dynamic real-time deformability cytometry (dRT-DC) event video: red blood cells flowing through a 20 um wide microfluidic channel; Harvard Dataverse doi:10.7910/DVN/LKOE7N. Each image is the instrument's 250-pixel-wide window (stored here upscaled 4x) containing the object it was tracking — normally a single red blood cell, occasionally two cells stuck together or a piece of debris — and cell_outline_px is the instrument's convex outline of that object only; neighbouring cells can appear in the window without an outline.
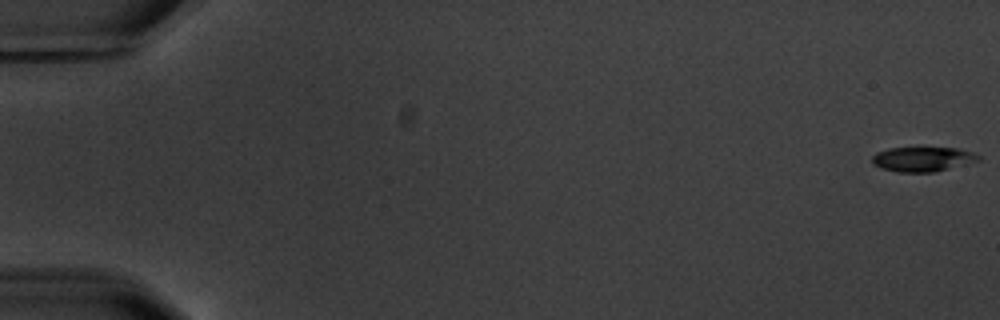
{"species": "common noctule bat (a hibernating species)", "species_latin": "Nyctalus noctula", "temperature_condition": "warm", "stored_images_in_passage": 5, "camera_frame_rate_fps": 3000, "um_per_image_px": 0.085, "animal": {"sex": "male", "body_mass_g": 20.1, "forearm_length_mm": 53.5}, "frame": {"image": 1, "passage_image": 1, "time_ms": 0.0, "image_size_px": [1000, 320], "cell_outline_px": [[980, 160], [968, 164], [936, 172], [896, 172], [872, 164], [872, 156], [876, 152], [888, 148], [920, 144], [956, 148], [972, 152], [980, 156]], "centroid_in_image_um": [78.43, 13.47], "position_along_channel_um": 6.6, "area_um2": 16.3}}
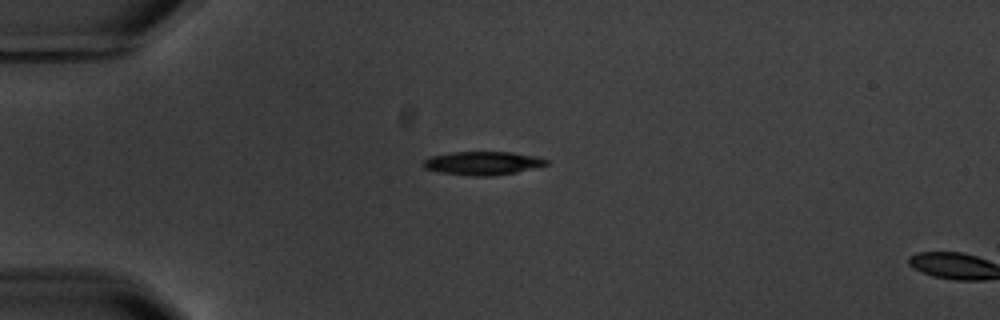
{"frame": {"image": 2, "passage_image": 4, "time_ms": 5.0, "image_size_px": [1000, 320], "cell_outline_px": [[548, 164], [516, 172], [488, 176], [472, 176], [440, 172], [424, 168], [420, 164], [424, 160], [432, 156], [452, 152], [512, 152], [536, 156], [548, 160]], "centroid_in_image_um": [41.0, 13.86], "position_along_channel_um": 44.0, "area_um2": 16.7}}